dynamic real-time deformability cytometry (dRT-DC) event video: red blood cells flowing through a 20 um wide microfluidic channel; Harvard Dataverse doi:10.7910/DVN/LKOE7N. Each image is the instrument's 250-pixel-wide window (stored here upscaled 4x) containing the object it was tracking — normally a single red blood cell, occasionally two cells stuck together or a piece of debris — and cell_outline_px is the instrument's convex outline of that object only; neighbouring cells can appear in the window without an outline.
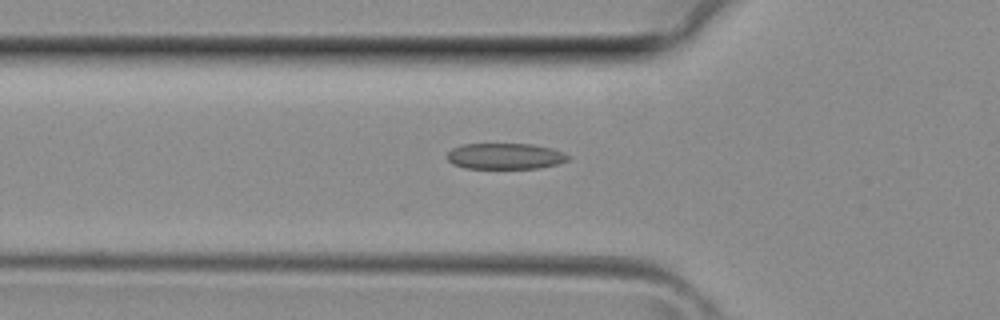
{"species": "common noctule bat (a hibernating species)", "species_latin": "Nyctalus noctula", "temperature_condition": "room temperature", "stored_images_in_passage": 28, "camera_frame_rate_fps": 3000, "um_per_image_px": 0.085, "animal": {"sex": "female", "body_mass_g": 29.2, "forearm_length_mm": 56.3}, "frame": {"image": 1, "passage_image": 3, "time_ms": 0.667, "image_size_px": [1000, 320], "cell_outline_px": [[572, 156], [568, 160], [556, 164], [540, 168], [464, 168], [452, 164], [448, 160], [448, 152], [452, 148], [460, 144], [532, 144], [552, 148]], "centroid_in_image_um": [42.93, 13.27], "position_along_channel_um": 82.9, "area_um2": 18.38}}
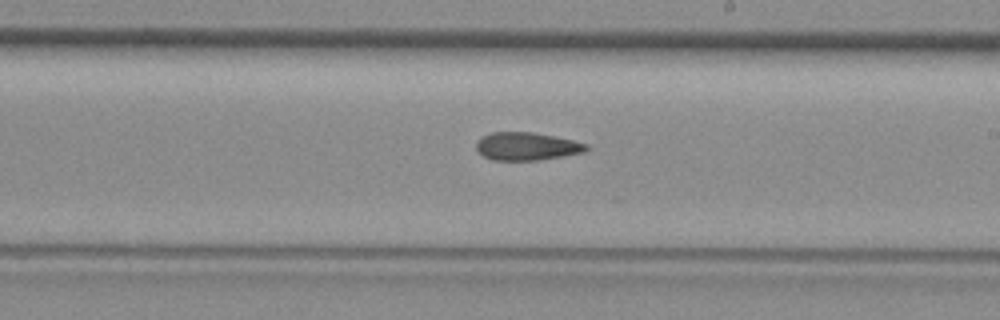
{"frame": {"image": 2, "passage_image": 12, "time_ms": 3.667, "image_size_px": [1000, 320], "cell_outline_px": [[588, 148], [584, 152], [536, 160], [492, 160], [484, 156], [476, 148], [476, 140], [480, 136], [492, 132], [532, 132], [556, 136], [588, 144]], "centroid_in_image_um": [44.73, 12.42], "position_along_channel_um": 244.3, "area_um2": 17.86}}
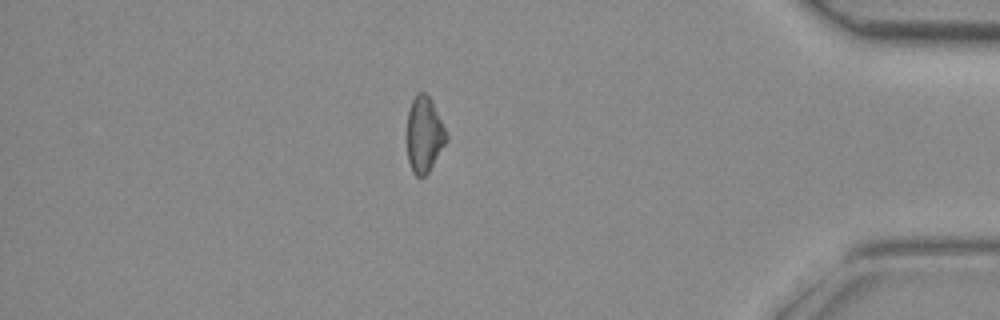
{"frame": {"image": 3, "passage_image": 23, "time_ms": 7.333, "image_size_px": [1000, 320], "cell_outline_px": [[448, 140], [428, 172], [424, 176], [416, 176], [412, 172], [408, 160], [408, 108], [416, 92], [424, 92], [432, 100], [448, 136]], "centroid_in_image_um": [36.06, 11.42], "position_along_channel_um": 399.1, "area_um2": 17.28}}